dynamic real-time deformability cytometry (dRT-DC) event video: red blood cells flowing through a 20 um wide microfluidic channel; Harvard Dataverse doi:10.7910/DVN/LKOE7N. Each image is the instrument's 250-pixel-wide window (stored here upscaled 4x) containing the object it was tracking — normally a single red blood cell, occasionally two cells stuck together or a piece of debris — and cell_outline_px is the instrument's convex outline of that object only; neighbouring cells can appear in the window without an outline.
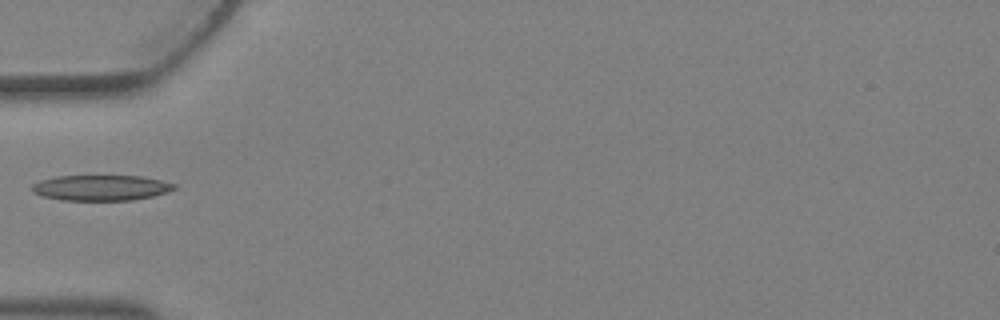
{"species": "Egyptian fruit bat (a non-hibernating species)", "species_latin": "Rousettus aegyptiacus", "temperature_condition": "warm", "stored_images_in_passage": 4, "camera_frame_rate_fps": 3000, "um_per_image_px": 0.085, "animal": {"sex": "female"}, "frame": {"image": 1, "passage_image": 4, "time_ms": 1.0, "image_size_px": [1000, 320], "cell_outline_px": [[176, 188], [168, 192], [152, 196], [132, 200], [60, 200], [44, 196], [32, 192], [32, 184], [40, 180], [56, 176], [140, 176], [160, 180], [176, 184]], "centroid_in_image_um": [8.58, 15.96], "position_along_channel_um": 76.4, "area_um2": 21.1}}